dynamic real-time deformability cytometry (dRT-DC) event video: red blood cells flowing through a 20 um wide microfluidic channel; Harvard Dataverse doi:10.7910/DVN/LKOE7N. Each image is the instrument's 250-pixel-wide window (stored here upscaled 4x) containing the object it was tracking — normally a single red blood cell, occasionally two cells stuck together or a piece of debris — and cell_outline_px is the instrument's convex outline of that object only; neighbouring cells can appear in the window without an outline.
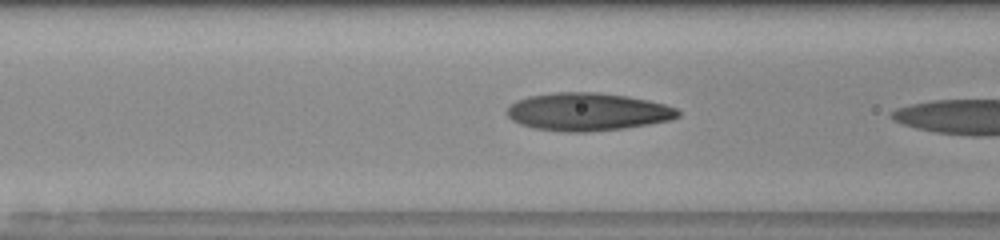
{"species": "human", "species_latin": "Homo sapiens", "temperature_condition": "room temperature", "stored_images_in_passage": 16, "camera_frame_rate_fps": 3000, "um_per_image_px": 0.085, "donor": {"sex": "male"}, "frame": {"image": 1, "passage_image": 14, "time_ms": 4.333, "image_size_px": [1000, 240], "cell_outline_px": [[680, 116], [672, 120], [624, 128], [588, 132], [564, 132], [536, 128], [520, 124], [512, 120], [504, 112], [516, 100], [528, 96], [552, 92], [600, 92], [628, 96], [648, 100], [664, 104], [676, 108], [680, 112]], "centroid_in_image_um": [49.94, 9.5], "position_along_channel_um": 116.7, "area_um2": 37.92}}